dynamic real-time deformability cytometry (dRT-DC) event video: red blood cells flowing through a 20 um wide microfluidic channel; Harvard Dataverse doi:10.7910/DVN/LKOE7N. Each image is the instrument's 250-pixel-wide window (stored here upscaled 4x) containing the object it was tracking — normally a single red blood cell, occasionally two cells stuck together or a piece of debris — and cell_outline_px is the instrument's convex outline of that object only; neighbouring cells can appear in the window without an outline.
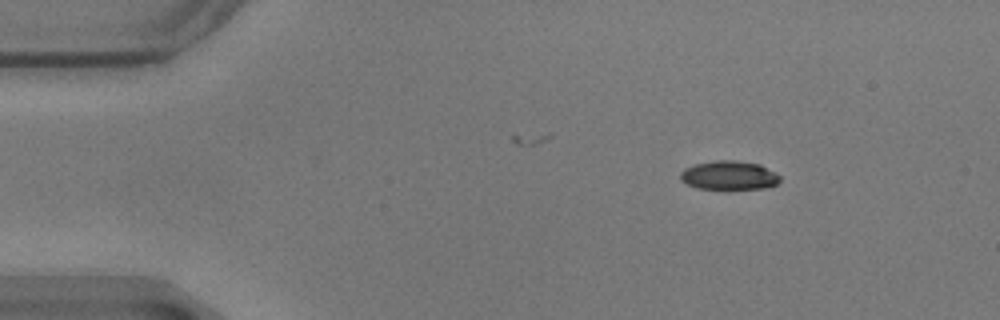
{"species": "common noctule bat (a hibernating species)", "species_latin": "Nyctalus noctula", "temperature_condition": "warm", "stored_images_in_passage": 57, "camera_frame_rate_fps": 3000, "um_per_image_px": 0.085, "animal": {"sex": "male", "body_mass_g": 17.9}, "frame": {"image": 1, "passage_image": 8, "time_ms": 2.333, "image_size_px": [1000, 320], "cell_outline_px": [[780, 180], [776, 184], [764, 188], [728, 192], [696, 188], [680, 180], [680, 172], [684, 168], [692, 164], [716, 160], [736, 160], [760, 164], [776, 172], [780, 176]], "centroid_in_image_um": [61.95, 14.95], "position_along_channel_um": 23.0, "area_um2": 17.74}}
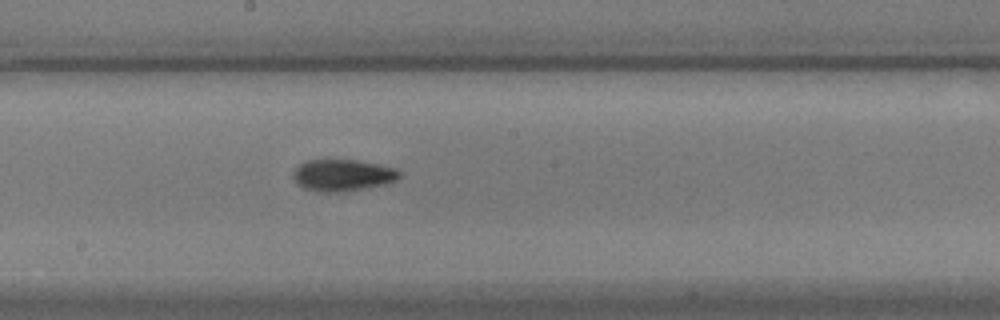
{"frame": {"image": 2, "passage_image": 31, "time_ms": 10.0, "image_size_px": [1000, 320], "cell_outline_px": [[400, 176], [396, 180], [384, 184], [348, 192], [316, 192], [304, 188], [296, 184], [292, 176], [292, 172], [300, 164], [308, 160], [356, 160], [380, 164], [396, 168], [400, 172]], "centroid_in_image_um": [29.11, 14.9], "position_along_channel_um": 219.1, "area_um2": 19.88}}
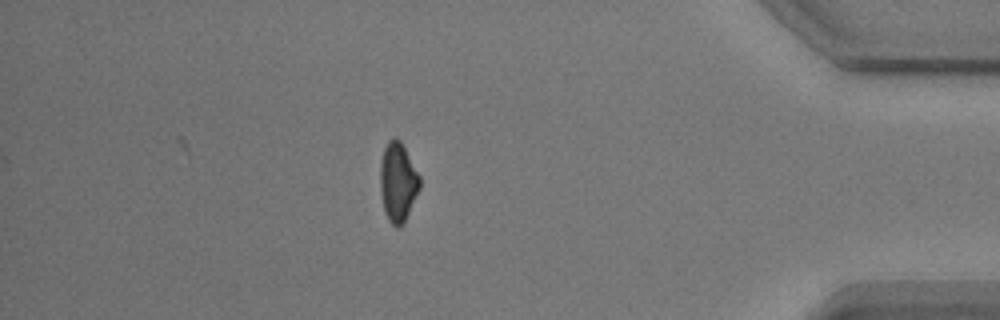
{"frame": {"image": 3, "passage_image": 50, "time_ms": 16.333, "image_size_px": [1000, 320], "cell_outline_px": [[420, 188], [404, 224], [400, 228], [396, 228], [388, 220], [384, 212], [380, 192], [380, 164], [384, 148], [388, 140], [396, 136], [400, 140], [420, 176]], "centroid_in_image_um": [33.81, 15.51], "position_along_channel_um": 401.4, "area_um2": 18.5}, "authors_computed_cell_mechanics": {"area_um2": 18.3804, "velocity_mm_per_s": 3.512, "shape_relaxation_time_tau1_ms": 4.4423, "shape_relaxation_time_tau2_ms": 2.7081, "deformation_change_tau1": 0.1607, "deformation_change_tau2": 0.0875}}